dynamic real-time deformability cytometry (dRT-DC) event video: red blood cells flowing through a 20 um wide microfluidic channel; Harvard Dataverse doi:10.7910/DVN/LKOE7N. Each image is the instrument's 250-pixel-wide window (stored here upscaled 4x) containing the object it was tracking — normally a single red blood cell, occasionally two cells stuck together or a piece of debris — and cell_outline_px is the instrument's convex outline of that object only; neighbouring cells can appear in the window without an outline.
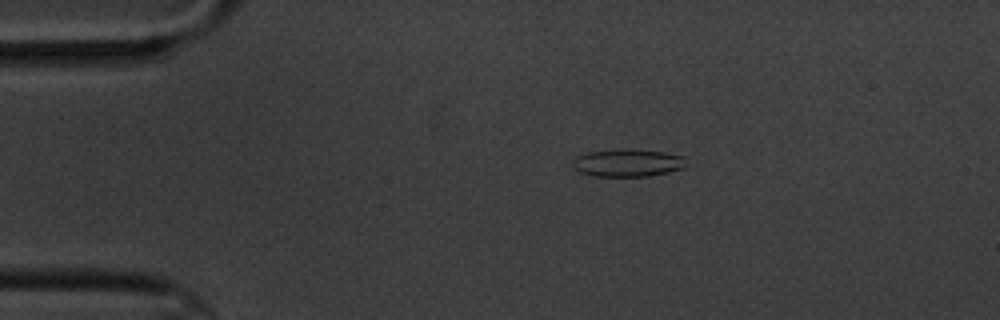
{"species": "common noctule bat (a hibernating species)", "species_latin": "Nyctalus noctula", "temperature_condition": "cold", "stored_images_in_passage": 7, "camera_frame_rate_fps": 3000, "um_per_image_px": 0.085, "animal": {"sex": "male", "body_mass_g": 20.1, "forearm_length_mm": 53.5}, "frame": {"image": 1, "passage_image": 1, "time_ms": 0.0, "image_size_px": [1000, 320], "cell_outline_px": [[684, 168], [668, 172], [648, 176], [592, 176], [580, 172], [572, 168], [572, 160], [576, 156], [588, 152], [620, 148], [632, 148], [664, 152], [684, 156]], "centroid_in_image_um": [53.3, 13.83], "position_along_channel_um": 31.7, "area_um2": 18.55}}
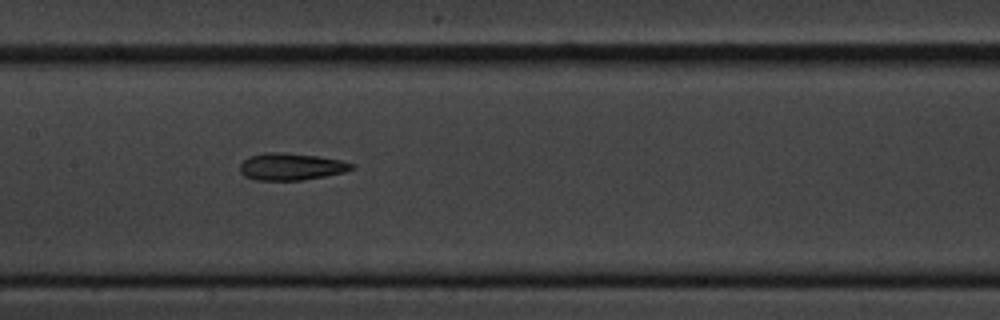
{"frame": {"image": 2, "passage_image": 6, "time_ms": 5.667, "image_size_px": [1000, 320], "cell_outline_px": [[356, 168], [344, 172], [304, 180], [256, 180], [244, 176], [240, 172], [240, 164], [244, 160], [252, 156], [264, 152], [284, 152], [320, 156], [340, 160], [356, 164]], "centroid_in_image_um": [24.77, 14.16], "position_along_channel_um": 182.6, "area_um2": 17.74}}
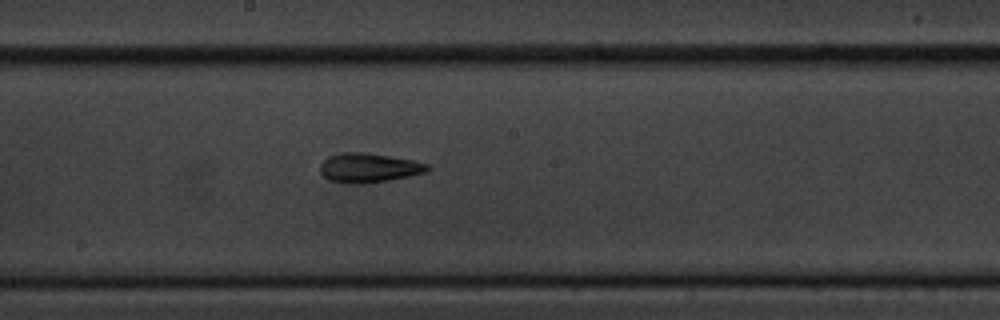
{"frame": {"image": 3, "passage_image": 7, "time_ms": 6.667, "image_size_px": [1000, 320], "cell_outline_px": [[432, 168], [424, 172], [408, 176], [388, 180], [364, 184], [352, 184], [328, 180], [320, 172], [320, 164], [328, 156], [340, 152], [364, 152], [412, 160], [428, 164]], "centroid_in_image_um": [31.3, 14.26], "position_along_channel_um": 216.9, "area_um2": 18.32}}